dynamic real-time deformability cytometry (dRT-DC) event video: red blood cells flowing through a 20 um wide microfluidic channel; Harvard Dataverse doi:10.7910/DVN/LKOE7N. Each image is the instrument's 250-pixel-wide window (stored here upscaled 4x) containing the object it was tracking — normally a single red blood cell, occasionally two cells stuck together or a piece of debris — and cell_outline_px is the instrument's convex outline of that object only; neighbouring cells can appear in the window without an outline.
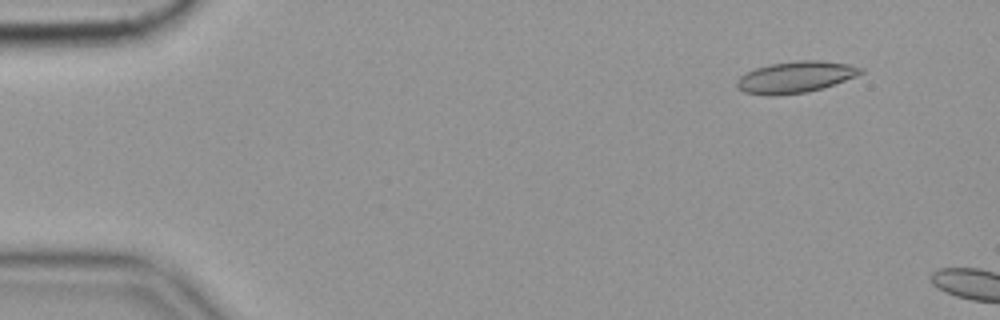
{"species": "common noctule bat (a hibernating species)", "species_latin": "Nyctalus noctula", "temperature_condition": "cold", "stored_images_in_passage": 5, "camera_frame_rate_fps": 3000, "um_per_image_px": 0.085, "animal": {"sex": "female", "body_mass_g": 19.9}, "frame": {"image": 1, "passage_image": 2, "time_ms": 0.333, "image_size_px": [1000, 320], "cell_outline_px": [[864, 72], [856, 76], [808, 92], [772, 96], [768, 96], [744, 92], [736, 88], [736, 80], [740, 76], [756, 68], [768, 64], [796, 60], [820, 60], [848, 64], [864, 68]], "centroid_in_image_um": [67.58, 6.55], "position_along_channel_um": 17.4, "area_um2": 22.72}}